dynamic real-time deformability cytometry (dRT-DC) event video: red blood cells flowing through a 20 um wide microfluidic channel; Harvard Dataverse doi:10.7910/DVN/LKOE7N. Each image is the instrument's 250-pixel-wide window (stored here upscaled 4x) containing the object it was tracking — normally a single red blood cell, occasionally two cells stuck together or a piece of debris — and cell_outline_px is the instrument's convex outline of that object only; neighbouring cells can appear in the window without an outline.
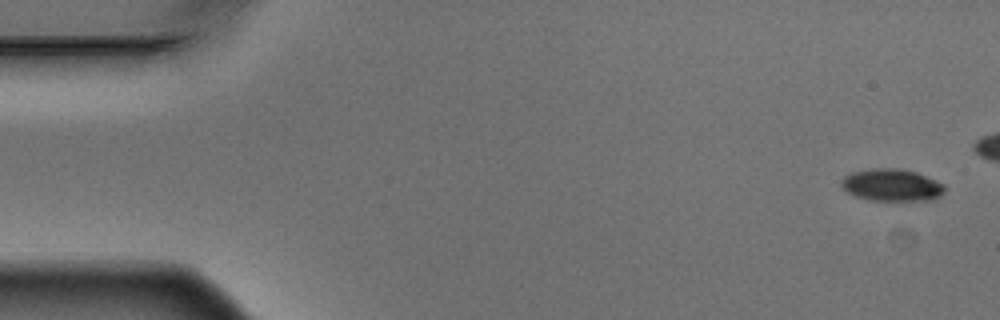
{"species": "Egyptian fruit bat (a non-hibernating species)", "species_latin": "Rousettus aegyptiacus", "temperature_condition": "warm", "stored_images_in_passage": 6, "camera_frame_rate_fps": 3000, "um_per_image_px": 0.085, "animal": {"sex": "male"}, "frame": {"image": 1, "passage_image": 1, "time_ms": 0.0, "image_size_px": [1000, 320], "cell_outline_px": [[944, 192], [940, 196], [928, 200], [868, 200], [856, 196], [848, 192], [840, 184], [840, 180], [844, 176], [852, 172], [872, 168], [900, 168], [916, 172], [936, 180], [944, 184]], "centroid_in_image_um": [75.78, 15.72], "position_along_channel_um": 9.2, "area_um2": 19.36}}